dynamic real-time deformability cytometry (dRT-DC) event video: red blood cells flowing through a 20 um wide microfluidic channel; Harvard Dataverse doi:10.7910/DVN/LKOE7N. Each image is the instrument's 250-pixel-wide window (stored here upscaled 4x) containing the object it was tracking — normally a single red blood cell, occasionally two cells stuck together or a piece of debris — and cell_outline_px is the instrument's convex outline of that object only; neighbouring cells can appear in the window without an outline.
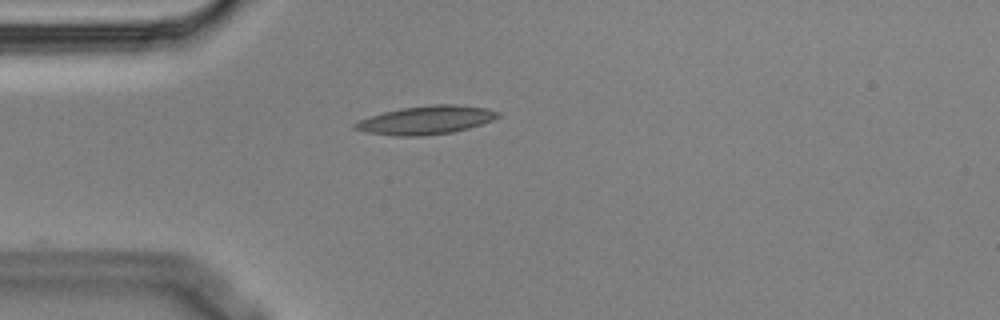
{"species": "Egyptian fruit bat (a non-hibernating species)", "species_latin": "Rousettus aegyptiacus", "temperature_condition": "cold", "stored_images_in_passage": 2, "camera_frame_rate_fps": 3000, "um_per_image_px": 0.085, "animal": {"sex": "male"}, "frame": {"image": 1, "passage_image": 2, "time_ms": 0.333, "image_size_px": [1000, 320], "cell_outline_px": [[500, 116], [492, 120], [468, 128], [452, 132], [420, 136], [396, 136], [368, 132], [352, 128], [352, 124], [360, 120], [384, 112], [400, 108], [432, 104], [456, 104], [488, 108], [500, 112]], "centroid_in_image_um": [36.23, 10.19], "position_along_channel_um": 48.8, "area_um2": 23.58}}